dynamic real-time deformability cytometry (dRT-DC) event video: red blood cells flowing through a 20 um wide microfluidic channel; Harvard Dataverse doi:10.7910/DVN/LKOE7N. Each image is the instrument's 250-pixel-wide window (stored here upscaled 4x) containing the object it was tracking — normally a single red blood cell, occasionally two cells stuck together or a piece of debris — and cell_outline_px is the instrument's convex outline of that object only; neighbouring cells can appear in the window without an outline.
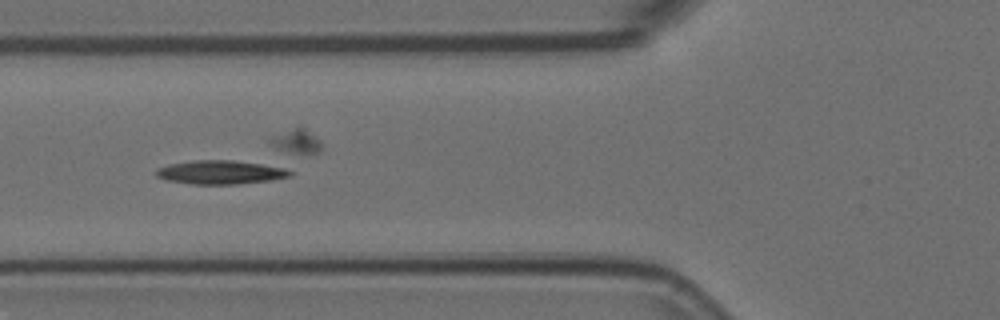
{"species": "Egyptian fruit bat (a non-hibernating species)", "species_latin": "Rousettus aegyptiacus", "temperature_condition": "room temperature", "stored_images_in_passage": 33, "camera_frame_rate_fps": 3000, "um_per_image_px": 0.085, "animal": {"sex": "female"}, "frame": {"image": 1, "passage_image": 4, "time_ms": 1.0, "image_size_px": [1000, 320], "cell_outline_px": [[292, 176], [272, 180], [236, 184], [192, 184], [164, 180], [156, 176], [156, 168], [168, 164], [192, 160], [232, 160], [284, 164], [292, 172]], "centroid_in_image_um": [18.87, 14.62], "position_along_channel_um": 106.9, "area_um2": 19.36}}
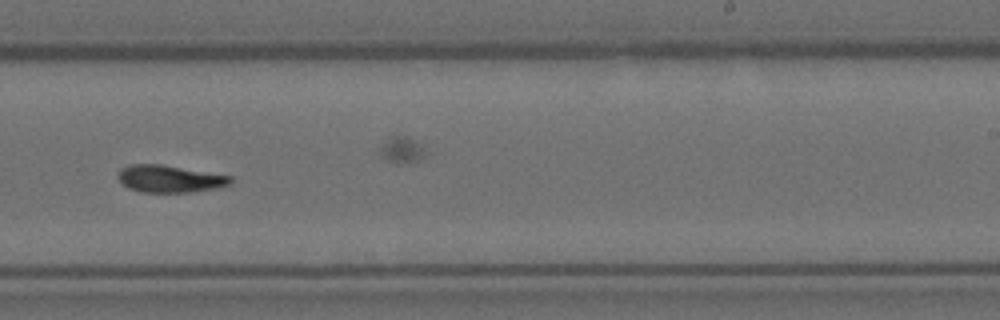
{"frame": {"image": 2, "passage_image": 18, "time_ms": 5.667, "image_size_px": [1000, 320], "cell_outline_px": [[232, 180], [228, 184], [216, 188], [188, 192], [140, 192], [128, 188], [116, 176], [120, 168], [128, 164], [160, 164], [232, 176]], "centroid_in_image_um": [14.37, 15.19], "position_along_channel_um": 274.6, "area_um2": 17.74}}
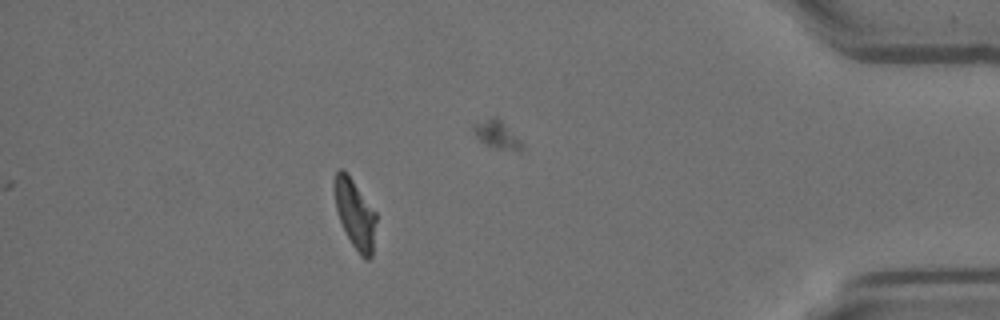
{"frame": {"image": 3, "passage_image": 33, "time_ms": 10.667, "image_size_px": [1000, 320], "cell_outline_px": [[376, 220], [372, 256], [368, 260], [364, 260], [360, 256], [352, 244], [340, 220], [336, 208], [332, 184], [336, 172], [340, 168], [352, 180], [376, 212]], "centroid_in_image_um": [30.17, 18.21], "position_along_channel_um": 405.0, "area_um2": 16.59}}